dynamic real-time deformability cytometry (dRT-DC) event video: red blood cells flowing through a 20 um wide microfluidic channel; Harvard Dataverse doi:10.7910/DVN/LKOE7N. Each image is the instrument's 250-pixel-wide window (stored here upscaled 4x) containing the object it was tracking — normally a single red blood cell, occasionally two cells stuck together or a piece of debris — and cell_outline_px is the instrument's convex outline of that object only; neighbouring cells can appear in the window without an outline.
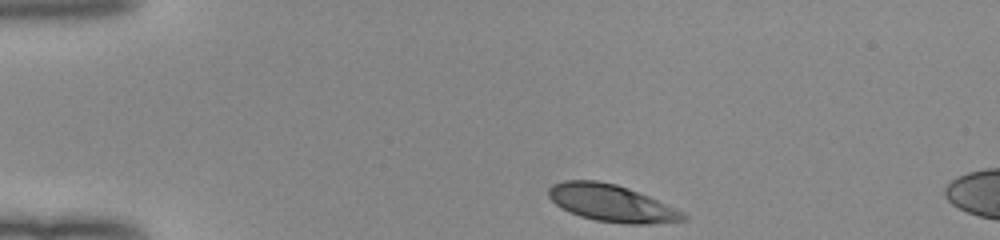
{"species": "human", "species_latin": "Homo sapiens", "temperature_condition": "room temperature", "stored_images_in_passage": 6, "camera_frame_rate_fps": 3000, "um_per_image_px": 0.085, "donor": {"sex": "female"}, "frame": {"image": 1, "passage_image": 1, "time_ms": 0.0, "image_size_px": [1000, 240], "cell_outline_px": [[688, 220], [648, 224], [628, 224], [596, 220], [580, 216], [560, 208], [548, 196], [548, 188], [552, 184], [564, 180], [596, 180], [616, 184], [628, 188], [648, 196], [676, 208], [684, 212], [688, 216]], "centroid_in_image_um": [51.98, 17.26], "position_along_channel_um": 33.0, "area_um2": 29.07}}